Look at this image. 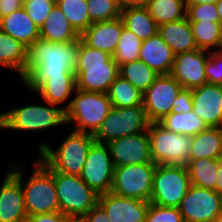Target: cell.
<instances>
[{
  "mask_svg": "<svg viewBox=\"0 0 222 222\" xmlns=\"http://www.w3.org/2000/svg\"><path fill=\"white\" fill-rule=\"evenodd\" d=\"M79 44L80 41L53 43L41 38L30 44L22 83L36 92L50 78H76Z\"/></svg>",
  "mask_w": 222,
  "mask_h": 222,
  "instance_id": "cell-1",
  "label": "cell"
},
{
  "mask_svg": "<svg viewBox=\"0 0 222 222\" xmlns=\"http://www.w3.org/2000/svg\"><path fill=\"white\" fill-rule=\"evenodd\" d=\"M74 73L76 89L107 94L120 70L112 55L87 46L80 39Z\"/></svg>",
  "mask_w": 222,
  "mask_h": 222,
  "instance_id": "cell-2",
  "label": "cell"
},
{
  "mask_svg": "<svg viewBox=\"0 0 222 222\" xmlns=\"http://www.w3.org/2000/svg\"><path fill=\"white\" fill-rule=\"evenodd\" d=\"M37 160L27 181L23 178L22 166L14 164L9 169L21 183L28 216L60 211L53 174L39 159Z\"/></svg>",
  "mask_w": 222,
  "mask_h": 222,
  "instance_id": "cell-3",
  "label": "cell"
},
{
  "mask_svg": "<svg viewBox=\"0 0 222 222\" xmlns=\"http://www.w3.org/2000/svg\"><path fill=\"white\" fill-rule=\"evenodd\" d=\"M95 142L93 134L72 130L62 143L52 149L48 143L38 144L40 158L55 172L66 175H80L87 153Z\"/></svg>",
  "mask_w": 222,
  "mask_h": 222,
  "instance_id": "cell-4",
  "label": "cell"
},
{
  "mask_svg": "<svg viewBox=\"0 0 222 222\" xmlns=\"http://www.w3.org/2000/svg\"><path fill=\"white\" fill-rule=\"evenodd\" d=\"M74 95L63 107L65 122L76 124L74 131L94 135L112 109L108 94L76 89Z\"/></svg>",
  "mask_w": 222,
  "mask_h": 222,
  "instance_id": "cell-5",
  "label": "cell"
},
{
  "mask_svg": "<svg viewBox=\"0 0 222 222\" xmlns=\"http://www.w3.org/2000/svg\"><path fill=\"white\" fill-rule=\"evenodd\" d=\"M28 104L0 113V129L17 131H44L65 125V111L49 104ZM51 127V128H50Z\"/></svg>",
  "mask_w": 222,
  "mask_h": 222,
  "instance_id": "cell-6",
  "label": "cell"
},
{
  "mask_svg": "<svg viewBox=\"0 0 222 222\" xmlns=\"http://www.w3.org/2000/svg\"><path fill=\"white\" fill-rule=\"evenodd\" d=\"M39 160L53 174L60 212L65 217H83L98 203L99 195L80 176L55 172L40 157Z\"/></svg>",
  "mask_w": 222,
  "mask_h": 222,
  "instance_id": "cell-7",
  "label": "cell"
},
{
  "mask_svg": "<svg viewBox=\"0 0 222 222\" xmlns=\"http://www.w3.org/2000/svg\"><path fill=\"white\" fill-rule=\"evenodd\" d=\"M151 156L155 164L187 166L190 161L191 136L165 129L158 122L148 126Z\"/></svg>",
  "mask_w": 222,
  "mask_h": 222,
  "instance_id": "cell-8",
  "label": "cell"
},
{
  "mask_svg": "<svg viewBox=\"0 0 222 222\" xmlns=\"http://www.w3.org/2000/svg\"><path fill=\"white\" fill-rule=\"evenodd\" d=\"M190 187L187 166L157 164L150 203L178 208Z\"/></svg>",
  "mask_w": 222,
  "mask_h": 222,
  "instance_id": "cell-9",
  "label": "cell"
},
{
  "mask_svg": "<svg viewBox=\"0 0 222 222\" xmlns=\"http://www.w3.org/2000/svg\"><path fill=\"white\" fill-rule=\"evenodd\" d=\"M149 123L143 105L126 108L112 107L93 136L95 142L107 144L127 135L147 132Z\"/></svg>",
  "mask_w": 222,
  "mask_h": 222,
  "instance_id": "cell-10",
  "label": "cell"
},
{
  "mask_svg": "<svg viewBox=\"0 0 222 222\" xmlns=\"http://www.w3.org/2000/svg\"><path fill=\"white\" fill-rule=\"evenodd\" d=\"M156 166L157 164L151 162L115 167L110 192L150 202Z\"/></svg>",
  "mask_w": 222,
  "mask_h": 222,
  "instance_id": "cell-11",
  "label": "cell"
},
{
  "mask_svg": "<svg viewBox=\"0 0 222 222\" xmlns=\"http://www.w3.org/2000/svg\"><path fill=\"white\" fill-rule=\"evenodd\" d=\"M114 164L109 146L94 142L85 160L80 178L98 195L111 191L114 178Z\"/></svg>",
  "mask_w": 222,
  "mask_h": 222,
  "instance_id": "cell-12",
  "label": "cell"
},
{
  "mask_svg": "<svg viewBox=\"0 0 222 222\" xmlns=\"http://www.w3.org/2000/svg\"><path fill=\"white\" fill-rule=\"evenodd\" d=\"M183 87L170 75H159L143 93V107L148 121L159 122L169 115L173 102Z\"/></svg>",
  "mask_w": 222,
  "mask_h": 222,
  "instance_id": "cell-13",
  "label": "cell"
},
{
  "mask_svg": "<svg viewBox=\"0 0 222 222\" xmlns=\"http://www.w3.org/2000/svg\"><path fill=\"white\" fill-rule=\"evenodd\" d=\"M221 194L191 185L178 209L184 222H215L219 217Z\"/></svg>",
  "mask_w": 222,
  "mask_h": 222,
  "instance_id": "cell-14",
  "label": "cell"
},
{
  "mask_svg": "<svg viewBox=\"0 0 222 222\" xmlns=\"http://www.w3.org/2000/svg\"><path fill=\"white\" fill-rule=\"evenodd\" d=\"M209 51L195 49L179 53L170 71V75L185 89H194L207 83L205 66Z\"/></svg>",
  "mask_w": 222,
  "mask_h": 222,
  "instance_id": "cell-15",
  "label": "cell"
},
{
  "mask_svg": "<svg viewBox=\"0 0 222 222\" xmlns=\"http://www.w3.org/2000/svg\"><path fill=\"white\" fill-rule=\"evenodd\" d=\"M107 145L114 167L153 162L148 131L115 139Z\"/></svg>",
  "mask_w": 222,
  "mask_h": 222,
  "instance_id": "cell-16",
  "label": "cell"
},
{
  "mask_svg": "<svg viewBox=\"0 0 222 222\" xmlns=\"http://www.w3.org/2000/svg\"><path fill=\"white\" fill-rule=\"evenodd\" d=\"M98 203L106 211L110 222H145L150 202L126 198L112 192L99 195Z\"/></svg>",
  "mask_w": 222,
  "mask_h": 222,
  "instance_id": "cell-17",
  "label": "cell"
},
{
  "mask_svg": "<svg viewBox=\"0 0 222 222\" xmlns=\"http://www.w3.org/2000/svg\"><path fill=\"white\" fill-rule=\"evenodd\" d=\"M192 103L208 127H222V85L205 83L192 89Z\"/></svg>",
  "mask_w": 222,
  "mask_h": 222,
  "instance_id": "cell-18",
  "label": "cell"
},
{
  "mask_svg": "<svg viewBox=\"0 0 222 222\" xmlns=\"http://www.w3.org/2000/svg\"><path fill=\"white\" fill-rule=\"evenodd\" d=\"M27 216L21 183L8 170L0 186V222H24Z\"/></svg>",
  "mask_w": 222,
  "mask_h": 222,
  "instance_id": "cell-19",
  "label": "cell"
},
{
  "mask_svg": "<svg viewBox=\"0 0 222 222\" xmlns=\"http://www.w3.org/2000/svg\"><path fill=\"white\" fill-rule=\"evenodd\" d=\"M124 27L121 17L109 21L95 22L80 35V39L87 46L108 52L113 56Z\"/></svg>",
  "mask_w": 222,
  "mask_h": 222,
  "instance_id": "cell-20",
  "label": "cell"
},
{
  "mask_svg": "<svg viewBox=\"0 0 222 222\" xmlns=\"http://www.w3.org/2000/svg\"><path fill=\"white\" fill-rule=\"evenodd\" d=\"M175 54L164 42L161 36L156 35L142 41L139 60L147 64L159 75H167L172 69Z\"/></svg>",
  "mask_w": 222,
  "mask_h": 222,
  "instance_id": "cell-21",
  "label": "cell"
},
{
  "mask_svg": "<svg viewBox=\"0 0 222 222\" xmlns=\"http://www.w3.org/2000/svg\"><path fill=\"white\" fill-rule=\"evenodd\" d=\"M0 29L26 47L40 38V28L29 17L24 7L1 18Z\"/></svg>",
  "mask_w": 222,
  "mask_h": 222,
  "instance_id": "cell-22",
  "label": "cell"
},
{
  "mask_svg": "<svg viewBox=\"0 0 222 222\" xmlns=\"http://www.w3.org/2000/svg\"><path fill=\"white\" fill-rule=\"evenodd\" d=\"M158 34L175 55L198 49L187 17L159 25Z\"/></svg>",
  "mask_w": 222,
  "mask_h": 222,
  "instance_id": "cell-23",
  "label": "cell"
},
{
  "mask_svg": "<svg viewBox=\"0 0 222 222\" xmlns=\"http://www.w3.org/2000/svg\"><path fill=\"white\" fill-rule=\"evenodd\" d=\"M40 38L53 43L80 41V35L71 26L57 5L40 28Z\"/></svg>",
  "mask_w": 222,
  "mask_h": 222,
  "instance_id": "cell-24",
  "label": "cell"
},
{
  "mask_svg": "<svg viewBox=\"0 0 222 222\" xmlns=\"http://www.w3.org/2000/svg\"><path fill=\"white\" fill-rule=\"evenodd\" d=\"M222 156V133L219 127H208L191 137L190 159H218Z\"/></svg>",
  "mask_w": 222,
  "mask_h": 222,
  "instance_id": "cell-25",
  "label": "cell"
},
{
  "mask_svg": "<svg viewBox=\"0 0 222 222\" xmlns=\"http://www.w3.org/2000/svg\"><path fill=\"white\" fill-rule=\"evenodd\" d=\"M125 28L132 31L141 41L158 33V25L146 7H126L121 10Z\"/></svg>",
  "mask_w": 222,
  "mask_h": 222,
  "instance_id": "cell-26",
  "label": "cell"
},
{
  "mask_svg": "<svg viewBox=\"0 0 222 222\" xmlns=\"http://www.w3.org/2000/svg\"><path fill=\"white\" fill-rule=\"evenodd\" d=\"M26 59L27 47L0 29V66L14 70L22 77Z\"/></svg>",
  "mask_w": 222,
  "mask_h": 222,
  "instance_id": "cell-27",
  "label": "cell"
},
{
  "mask_svg": "<svg viewBox=\"0 0 222 222\" xmlns=\"http://www.w3.org/2000/svg\"><path fill=\"white\" fill-rule=\"evenodd\" d=\"M165 129L182 135L195 136L208 128L206 123L194 111L170 113L159 122Z\"/></svg>",
  "mask_w": 222,
  "mask_h": 222,
  "instance_id": "cell-28",
  "label": "cell"
},
{
  "mask_svg": "<svg viewBox=\"0 0 222 222\" xmlns=\"http://www.w3.org/2000/svg\"><path fill=\"white\" fill-rule=\"evenodd\" d=\"M145 7L158 26L186 17V0H150Z\"/></svg>",
  "mask_w": 222,
  "mask_h": 222,
  "instance_id": "cell-29",
  "label": "cell"
},
{
  "mask_svg": "<svg viewBox=\"0 0 222 222\" xmlns=\"http://www.w3.org/2000/svg\"><path fill=\"white\" fill-rule=\"evenodd\" d=\"M191 185L215 190L218 159H190L187 165Z\"/></svg>",
  "mask_w": 222,
  "mask_h": 222,
  "instance_id": "cell-30",
  "label": "cell"
},
{
  "mask_svg": "<svg viewBox=\"0 0 222 222\" xmlns=\"http://www.w3.org/2000/svg\"><path fill=\"white\" fill-rule=\"evenodd\" d=\"M76 78H50L37 91L45 102L59 105L67 101L75 93Z\"/></svg>",
  "mask_w": 222,
  "mask_h": 222,
  "instance_id": "cell-31",
  "label": "cell"
},
{
  "mask_svg": "<svg viewBox=\"0 0 222 222\" xmlns=\"http://www.w3.org/2000/svg\"><path fill=\"white\" fill-rule=\"evenodd\" d=\"M107 94L114 108L134 107L143 104V93L120 75L111 84Z\"/></svg>",
  "mask_w": 222,
  "mask_h": 222,
  "instance_id": "cell-32",
  "label": "cell"
},
{
  "mask_svg": "<svg viewBox=\"0 0 222 222\" xmlns=\"http://www.w3.org/2000/svg\"><path fill=\"white\" fill-rule=\"evenodd\" d=\"M120 76L144 93L159 76L141 60L125 63L119 67Z\"/></svg>",
  "mask_w": 222,
  "mask_h": 222,
  "instance_id": "cell-33",
  "label": "cell"
},
{
  "mask_svg": "<svg viewBox=\"0 0 222 222\" xmlns=\"http://www.w3.org/2000/svg\"><path fill=\"white\" fill-rule=\"evenodd\" d=\"M56 5L79 35L90 26L86 0H57Z\"/></svg>",
  "mask_w": 222,
  "mask_h": 222,
  "instance_id": "cell-34",
  "label": "cell"
},
{
  "mask_svg": "<svg viewBox=\"0 0 222 222\" xmlns=\"http://www.w3.org/2000/svg\"><path fill=\"white\" fill-rule=\"evenodd\" d=\"M194 40L200 50L214 51L218 48L221 23L220 22H190Z\"/></svg>",
  "mask_w": 222,
  "mask_h": 222,
  "instance_id": "cell-35",
  "label": "cell"
},
{
  "mask_svg": "<svg viewBox=\"0 0 222 222\" xmlns=\"http://www.w3.org/2000/svg\"><path fill=\"white\" fill-rule=\"evenodd\" d=\"M142 41L132 31L123 28L113 59L119 67L125 63L139 60Z\"/></svg>",
  "mask_w": 222,
  "mask_h": 222,
  "instance_id": "cell-36",
  "label": "cell"
},
{
  "mask_svg": "<svg viewBox=\"0 0 222 222\" xmlns=\"http://www.w3.org/2000/svg\"><path fill=\"white\" fill-rule=\"evenodd\" d=\"M90 25L95 22L109 21L121 16L122 7L118 0H86Z\"/></svg>",
  "mask_w": 222,
  "mask_h": 222,
  "instance_id": "cell-37",
  "label": "cell"
},
{
  "mask_svg": "<svg viewBox=\"0 0 222 222\" xmlns=\"http://www.w3.org/2000/svg\"><path fill=\"white\" fill-rule=\"evenodd\" d=\"M55 5V0H26L23 7L33 22L41 28Z\"/></svg>",
  "mask_w": 222,
  "mask_h": 222,
  "instance_id": "cell-38",
  "label": "cell"
},
{
  "mask_svg": "<svg viewBox=\"0 0 222 222\" xmlns=\"http://www.w3.org/2000/svg\"><path fill=\"white\" fill-rule=\"evenodd\" d=\"M186 6V17L189 22H220L216 3H201Z\"/></svg>",
  "mask_w": 222,
  "mask_h": 222,
  "instance_id": "cell-39",
  "label": "cell"
},
{
  "mask_svg": "<svg viewBox=\"0 0 222 222\" xmlns=\"http://www.w3.org/2000/svg\"><path fill=\"white\" fill-rule=\"evenodd\" d=\"M145 222H184L180 210L176 207L149 204Z\"/></svg>",
  "mask_w": 222,
  "mask_h": 222,
  "instance_id": "cell-40",
  "label": "cell"
},
{
  "mask_svg": "<svg viewBox=\"0 0 222 222\" xmlns=\"http://www.w3.org/2000/svg\"><path fill=\"white\" fill-rule=\"evenodd\" d=\"M207 83L222 85V52L211 51L206 66Z\"/></svg>",
  "mask_w": 222,
  "mask_h": 222,
  "instance_id": "cell-41",
  "label": "cell"
},
{
  "mask_svg": "<svg viewBox=\"0 0 222 222\" xmlns=\"http://www.w3.org/2000/svg\"><path fill=\"white\" fill-rule=\"evenodd\" d=\"M193 111L192 89L183 88L173 102L172 113Z\"/></svg>",
  "mask_w": 222,
  "mask_h": 222,
  "instance_id": "cell-42",
  "label": "cell"
},
{
  "mask_svg": "<svg viewBox=\"0 0 222 222\" xmlns=\"http://www.w3.org/2000/svg\"><path fill=\"white\" fill-rule=\"evenodd\" d=\"M82 218L84 222H110L106 211L99 203L91 208Z\"/></svg>",
  "mask_w": 222,
  "mask_h": 222,
  "instance_id": "cell-43",
  "label": "cell"
},
{
  "mask_svg": "<svg viewBox=\"0 0 222 222\" xmlns=\"http://www.w3.org/2000/svg\"><path fill=\"white\" fill-rule=\"evenodd\" d=\"M64 218L65 216L58 211L27 216L24 222H63Z\"/></svg>",
  "mask_w": 222,
  "mask_h": 222,
  "instance_id": "cell-44",
  "label": "cell"
},
{
  "mask_svg": "<svg viewBox=\"0 0 222 222\" xmlns=\"http://www.w3.org/2000/svg\"><path fill=\"white\" fill-rule=\"evenodd\" d=\"M26 0H0V19L23 7Z\"/></svg>",
  "mask_w": 222,
  "mask_h": 222,
  "instance_id": "cell-45",
  "label": "cell"
},
{
  "mask_svg": "<svg viewBox=\"0 0 222 222\" xmlns=\"http://www.w3.org/2000/svg\"><path fill=\"white\" fill-rule=\"evenodd\" d=\"M150 0H120V6L126 7H145Z\"/></svg>",
  "mask_w": 222,
  "mask_h": 222,
  "instance_id": "cell-46",
  "label": "cell"
},
{
  "mask_svg": "<svg viewBox=\"0 0 222 222\" xmlns=\"http://www.w3.org/2000/svg\"><path fill=\"white\" fill-rule=\"evenodd\" d=\"M215 191L222 194V156L218 158V171L215 183Z\"/></svg>",
  "mask_w": 222,
  "mask_h": 222,
  "instance_id": "cell-47",
  "label": "cell"
},
{
  "mask_svg": "<svg viewBox=\"0 0 222 222\" xmlns=\"http://www.w3.org/2000/svg\"><path fill=\"white\" fill-rule=\"evenodd\" d=\"M219 0H186V5H195L201 3H216Z\"/></svg>",
  "mask_w": 222,
  "mask_h": 222,
  "instance_id": "cell-48",
  "label": "cell"
},
{
  "mask_svg": "<svg viewBox=\"0 0 222 222\" xmlns=\"http://www.w3.org/2000/svg\"><path fill=\"white\" fill-rule=\"evenodd\" d=\"M63 222H84L82 217H65Z\"/></svg>",
  "mask_w": 222,
  "mask_h": 222,
  "instance_id": "cell-49",
  "label": "cell"
},
{
  "mask_svg": "<svg viewBox=\"0 0 222 222\" xmlns=\"http://www.w3.org/2000/svg\"><path fill=\"white\" fill-rule=\"evenodd\" d=\"M220 23L222 24V0L216 2Z\"/></svg>",
  "mask_w": 222,
  "mask_h": 222,
  "instance_id": "cell-50",
  "label": "cell"
},
{
  "mask_svg": "<svg viewBox=\"0 0 222 222\" xmlns=\"http://www.w3.org/2000/svg\"><path fill=\"white\" fill-rule=\"evenodd\" d=\"M216 51L222 52V25H221V31H220V38L218 43V48Z\"/></svg>",
  "mask_w": 222,
  "mask_h": 222,
  "instance_id": "cell-51",
  "label": "cell"
},
{
  "mask_svg": "<svg viewBox=\"0 0 222 222\" xmlns=\"http://www.w3.org/2000/svg\"><path fill=\"white\" fill-rule=\"evenodd\" d=\"M219 216H222V194H221V199H220V211H219Z\"/></svg>",
  "mask_w": 222,
  "mask_h": 222,
  "instance_id": "cell-52",
  "label": "cell"
},
{
  "mask_svg": "<svg viewBox=\"0 0 222 222\" xmlns=\"http://www.w3.org/2000/svg\"><path fill=\"white\" fill-rule=\"evenodd\" d=\"M215 222H222V216H219Z\"/></svg>",
  "mask_w": 222,
  "mask_h": 222,
  "instance_id": "cell-53",
  "label": "cell"
}]
</instances>
